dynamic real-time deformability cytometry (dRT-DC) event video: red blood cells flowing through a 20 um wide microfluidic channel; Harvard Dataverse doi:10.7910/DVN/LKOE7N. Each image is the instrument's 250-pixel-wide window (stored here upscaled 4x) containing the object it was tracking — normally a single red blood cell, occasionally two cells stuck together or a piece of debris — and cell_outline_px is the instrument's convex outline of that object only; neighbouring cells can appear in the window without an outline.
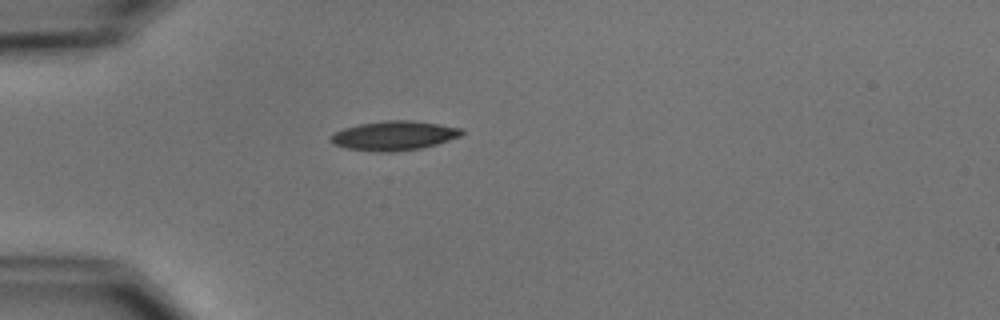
{"species": "common noctule bat (a hibernating species)", "species_latin": "Nyctalus noctula", "temperature_condition": "cold", "stored_images_in_passage": 2, "camera_frame_rate_fps": 3000, "um_per_image_px": 0.085, "animal": {"sex": "male", "body_mass_g": 15.6}, "frame": {"image": 1, "passage_image": 1, "time_ms": 0.0, "image_size_px": [1000, 320], "cell_outline_px": [[464, 132], [460, 136], [436, 144], [420, 148], [396, 152], [376, 152], [348, 148], [336, 144], [328, 140], [336, 132], [344, 128], [360, 124], [384, 120], [412, 120], [464, 128]], "centroid_in_image_um": [33.52, 11.52], "position_along_channel_um": 51.5, "area_um2": 22.25}}